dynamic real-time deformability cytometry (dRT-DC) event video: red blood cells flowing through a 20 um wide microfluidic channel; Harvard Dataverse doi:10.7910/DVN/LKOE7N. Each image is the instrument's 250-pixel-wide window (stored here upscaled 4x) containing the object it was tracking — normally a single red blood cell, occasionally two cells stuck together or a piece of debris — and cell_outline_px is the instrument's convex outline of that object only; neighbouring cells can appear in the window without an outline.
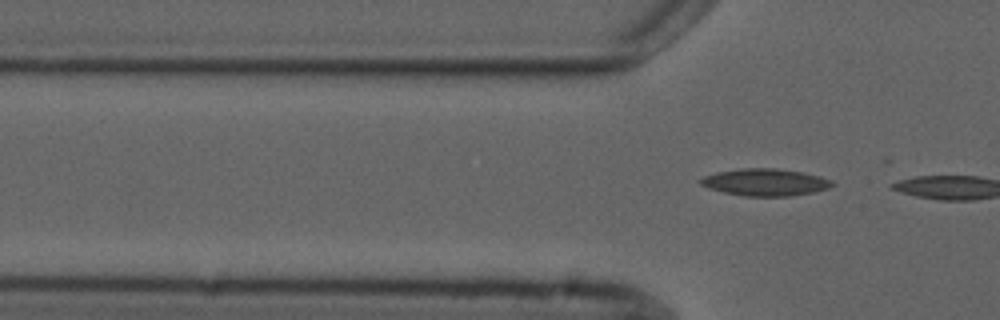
{"species": "common noctule bat (a hibernating species)", "species_latin": "Nyctalus noctula", "temperature_condition": "cold", "stored_images_in_passage": 6, "segment_of_instrument_passage": [2, 2], "camera_frame_rate_fps": 3000, "um_per_image_px": 0.085, "animal": {"sex": "male", "forearm_length_mm": 52.5}, "frame": {"image": 1, "passage_image": 6, "time_ms": 6.333, "image_size_px": [1000, 320], "cell_outline_px": [[836, 184], [828, 188], [812, 192], [792, 196], [744, 196], [724, 192], [708, 188], [700, 184], [700, 180], [704, 176], [716, 172], [740, 168], [776, 168], [804, 172], [820, 176], [832, 180]], "centroid_in_image_um": [65.06, 15.48], "position_along_channel_um": 60.7, "area_um2": 20.87}}